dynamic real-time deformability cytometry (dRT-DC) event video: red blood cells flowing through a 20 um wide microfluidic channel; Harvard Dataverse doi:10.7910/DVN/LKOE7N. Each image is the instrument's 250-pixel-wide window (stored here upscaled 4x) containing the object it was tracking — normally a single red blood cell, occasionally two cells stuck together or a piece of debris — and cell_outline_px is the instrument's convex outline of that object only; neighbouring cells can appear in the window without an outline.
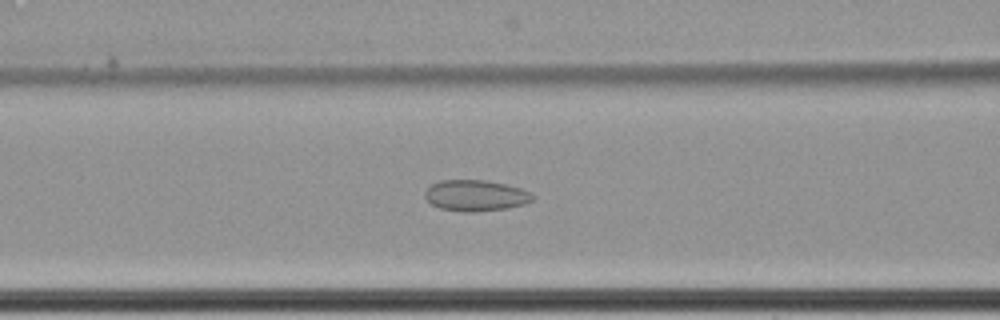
{"species": "common noctule bat (a hibernating species)", "species_latin": "Nyctalus noctula", "temperature_condition": "cold", "stored_images_in_passage": 58, "camera_frame_rate_fps": 3000, "um_per_image_px": 0.085, "animal": {"sex": "female", "body_mass_g": 22.7, "forearm_length_mm": 54.2}, "frame": {"image": 1, "passage_image": 30, "time_ms": 9.667, "image_size_px": [1000, 320], "cell_outline_px": [[536, 196], [532, 200], [524, 204], [508, 208], [476, 212], [464, 212], [440, 208], [432, 204], [424, 196], [424, 192], [432, 184], [440, 180], [488, 180], [520, 188], [532, 192]], "centroid_in_image_um": [40.45, 16.62], "position_along_channel_um": 126.1, "area_um2": 19.59}}
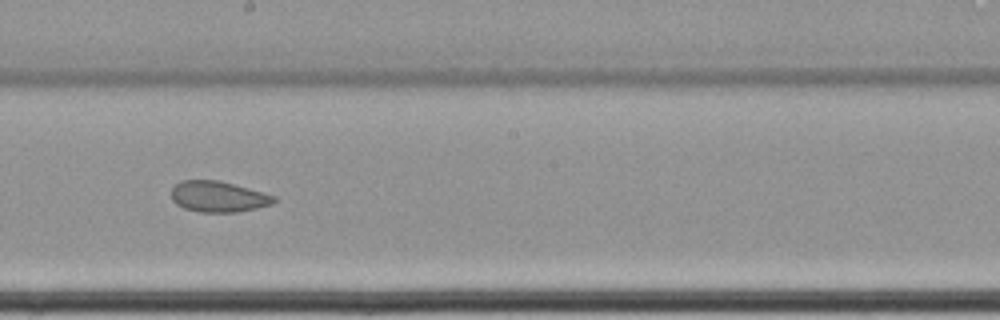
{"frame": {"image": 2, "passage_image": 39, "time_ms": 12.667, "image_size_px": [1000, 320], "cell_outline_px": [[276, 200], [272, 204], [256, 208], [236, 212], [200, 212], [184, 208], [176, 204], [172, 200], [172, 188], [180, 180], [216, 180], [248, 188], [276, 196]], "centroid_in_image_um": [18.53, 16.71], "position_along_channel_um": 229.7, "area_um2": 18.32}}
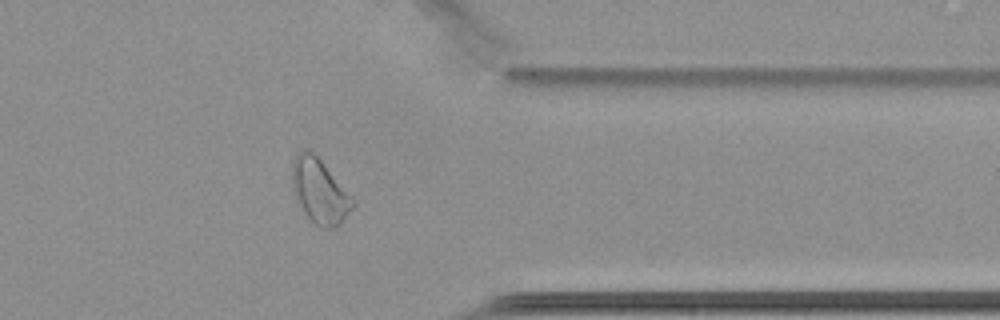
{"frame": {"image": 3, "passage_image": 53, "time_ms": 17.333, "image_size_px": [1000, 320], "cell_outline_px": [[356, 204], [340, 224], [332, 228], [320, 228], [308, 220], [296, 200], [292, 188], [292, 160], [300, 152], [308, 148], [324, 164], [356, 200]], "centroid_in_image_um": [27.17, 16.29], "position_along_channel_um": 384.2, "area_um2": 23.0}}